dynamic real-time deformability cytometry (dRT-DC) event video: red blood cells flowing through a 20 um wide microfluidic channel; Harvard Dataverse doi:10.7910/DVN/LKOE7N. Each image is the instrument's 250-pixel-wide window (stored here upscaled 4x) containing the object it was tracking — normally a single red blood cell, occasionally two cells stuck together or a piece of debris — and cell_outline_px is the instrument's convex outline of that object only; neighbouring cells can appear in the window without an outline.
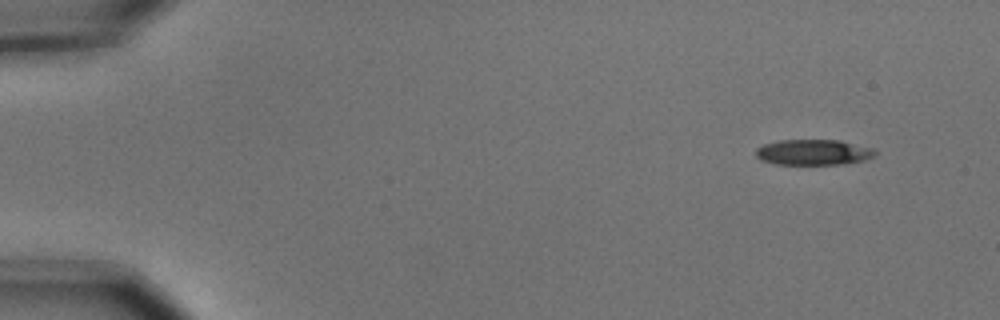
{"species": "common noctule bat (a hibernating species)", "species_latin": "Nyctalus noctula", "temperature_condition": "cold", "stored_images_in_passage": 5, "camera_frame_rate_fps": 3000, "um_per_image_px": 0.085, "animal": {"sex": "male", "body_mass_g": 15.6}, "frame": {"image": 1, "passage_image": 1, "time_ms": 0.0, "image_size_px": [1000, 320], "cell_outline_px": [[876, 156], [864, 160], [840, 164], [776, 164], [760, 160], [756, 156], [756, 148], [764, 144], [780, 140], [840, 140], [872, 148], [876, 152]], "centroid_in_image_um": [69.13, 12.94], "position_along_channel_um": 15.9, "area_um2": 17.74}}
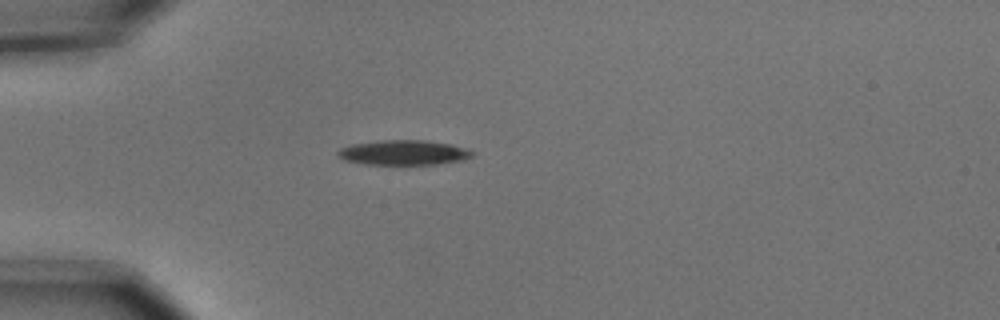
{"frame": {"image": 2, "passage_image": 4, "time_ms": 1.0, "image_size_px": [1000, 320], "cell_outline_px": [[476, 152], [472, 156], [464, 160], [436, 164], [364, 164], [344, 160], [336, 152], [340, 148], [352, 144], [380, 140], [428, 140], [452, 144]], "centroid_in_image_um": [34.33, 12.96], "position_along_channel_um": 50.7, "area_um2": 19.54}}